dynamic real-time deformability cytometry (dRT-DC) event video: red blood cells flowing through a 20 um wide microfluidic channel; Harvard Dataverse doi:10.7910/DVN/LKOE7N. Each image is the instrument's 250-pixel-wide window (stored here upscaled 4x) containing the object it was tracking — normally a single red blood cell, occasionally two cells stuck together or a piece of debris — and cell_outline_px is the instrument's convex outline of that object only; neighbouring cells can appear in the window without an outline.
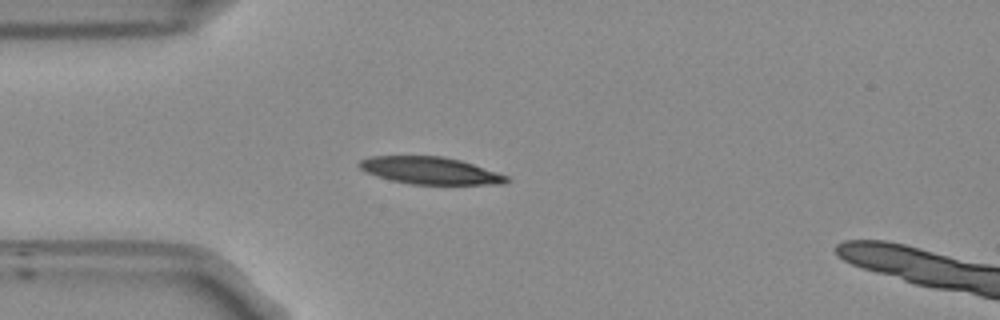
{"species": "Egyptian fruit bat (a non-hibernating species)", "species_latin": "Rousettus aegyptiacus", "temperature_condition": "room temperature", "stored_images_in_passage": 40, "camera_frame_rate_fps": 3000, "um_per_image_px": 0.085, "frame": {"image": 1, "passage_image": 1, "time_ms": 0.0, "image_size_px": [1000, 320], "cell_outline_px": [[512, 180], [504, 184], [412, 184], [392, 180], [368, 172], [360, 168], [360, 160], [368, 156], [444, 156], [460, 160], [508, 176]], "centroid_in_image_um": [36.6, 14.49], "position_along_channel_um": 48.4, "area_um2": 23.0}}
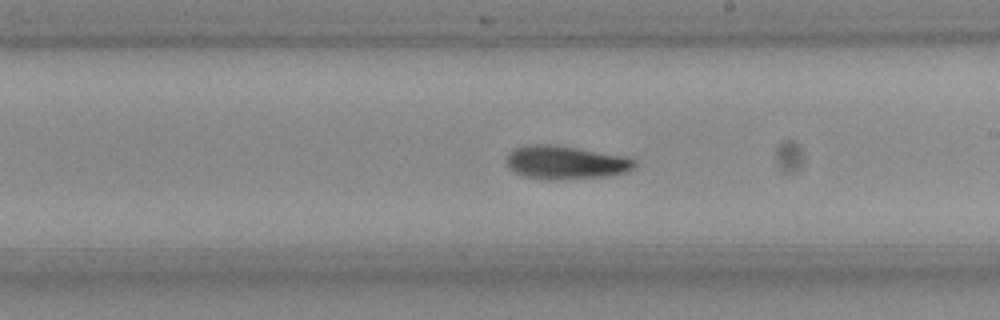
{"frame": {"image": 2, "passage_image": 17, "time_ms": 5.333, "image_size_px": [1000, 320], "cell_outline_px": [[636, 164], [628, 172], [608, 176], [556, 180], [548, 180], [524, 176], [516, 172], [508, 164], [508, 156], [516, 148], [532, 144], [548, 144], [576, 148], [624, 156], [636, 160]], "centroid_in_image_um": [48.13, 13.82], "position_along_channel_um": 240.9, "area_um2": 24.51}}
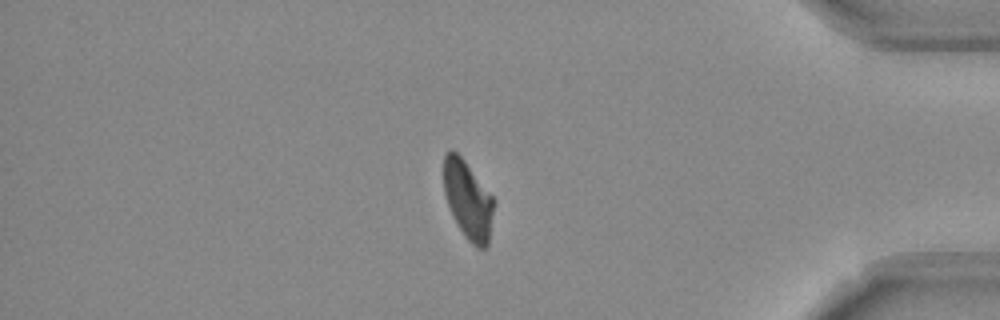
{"frame": {"image": 3, "passage_image": 32, "time_ms": 10.333, "image_size_px": [1000, 320], "cell_outline_px": [[496, 200], [488, 244], [484, 248], [476, 248], [464, 236], [448, 204], [444, 192], [444, 152], [448, 148], [452, 148], [464, 160]], "centroid_in_image_um": [39.79, 16.97], "position_along_channel_um": 395.4, "area_um2": 22.83}, "authors_computed_cell_mechanics": {"area_um2": 23.8136, "velocity_mm_per_s": 3.7891, "shape_relaxation_time_tau1_ms": 5.7095, "shape_relaxation_time_tau2_ms": 4.5452, "deformation_change_tau1": 0.1758, "deformation_change_tau2": 0.1052}}